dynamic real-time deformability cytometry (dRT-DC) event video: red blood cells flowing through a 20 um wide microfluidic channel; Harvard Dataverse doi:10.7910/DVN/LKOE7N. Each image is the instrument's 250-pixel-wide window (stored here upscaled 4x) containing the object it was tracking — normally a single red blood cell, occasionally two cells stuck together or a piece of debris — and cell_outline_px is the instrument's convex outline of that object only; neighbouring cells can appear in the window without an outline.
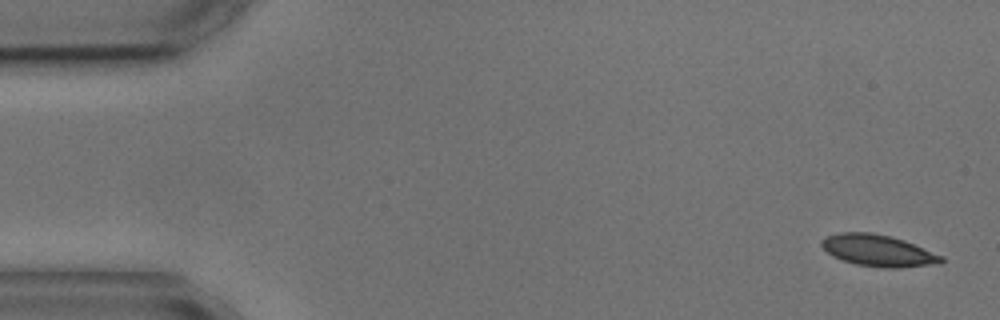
{"species": "common noctule bat (a hibernating species)", "species_latin": "Nyctalus noctula", "temperature_condition": "cold", "stored_images_in_passage": 8, "camera_frame_rate_fps": 3000, "um_per_image_px": 0.085, "animal": {"sex": "male", "body_mass_g": 17.9, "forearm_length_mm": 54.2}, "frame": {"image": 1, "passage_image": 1, "time_ms": 0.0, "image_size_px": [1000, 320], "cell_outline_px": [[944, 260], [940, 264], [900, 268], [884, 268], [856, 264], [832, 256], [820, 244], [820, 240], [824, 236], [840, 232], [872, 232], [892, 236], [904, 240], [944, 256]], "centroid_in_image_um": [74.66, 21.29], "position_along_channel_um": 10.3, "area_um2": 22.31}}
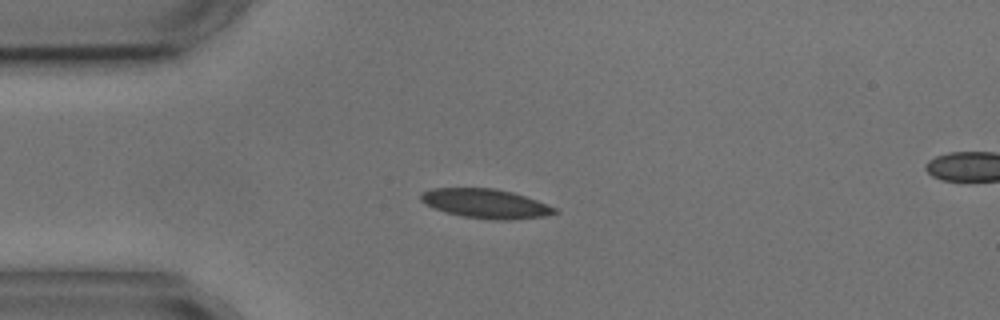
{"frame": {"image": 2, "passage_image": 4, "time_ms": 3.667, "image_size_px": [1000, 320], "cell_outline_px": [[560, 212], [544, 216], [512, 220], [496, 220], [464, 216], [432, 208], [424, 204], [420, 200], [420, 192], [432, 188], [496, 188], [512, 192], [536, 200], [556, 208]], "centroid_in_image_um": [41.26, 17.3], "position_along_channel_um": 43.7, "area_um2": 22.83}}